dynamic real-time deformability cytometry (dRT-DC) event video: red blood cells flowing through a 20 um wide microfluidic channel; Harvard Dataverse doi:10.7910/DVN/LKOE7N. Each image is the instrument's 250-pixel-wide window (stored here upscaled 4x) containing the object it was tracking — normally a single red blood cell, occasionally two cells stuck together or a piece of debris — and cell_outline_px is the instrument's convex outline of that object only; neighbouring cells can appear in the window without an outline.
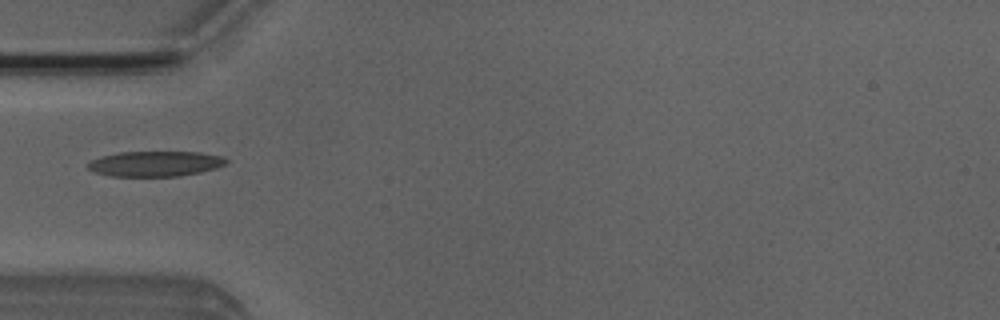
{"species": "Egyptian fruit bat (a non-hibernating species)", "species_latin": "Rousettus aegyptiacus", "temperature_condition": "room temperature", "stored_images_in_passage": 1, "camera_frame_rate_fps": 3000, "um_per_image_px": 0.085, "animal": {"sex": "male"}, "frame": {"image": 1, "passage_image": 1, "time_ms": 0.0, "image_size_px": [1000, 320], "cell_outline_px": [[228, 160], [224, 164], [216, 168], [200, 172], [180, 176], [108, 176], [96, 172], [88, 168], [88, 164], [92, 160], [100, 156], [120, 152], [200, 152], [220, 156]], "centroid_in_image_um": [13.18, 13.92], "position_along_channel_um": 71.8, "area_um2": 20.23}}